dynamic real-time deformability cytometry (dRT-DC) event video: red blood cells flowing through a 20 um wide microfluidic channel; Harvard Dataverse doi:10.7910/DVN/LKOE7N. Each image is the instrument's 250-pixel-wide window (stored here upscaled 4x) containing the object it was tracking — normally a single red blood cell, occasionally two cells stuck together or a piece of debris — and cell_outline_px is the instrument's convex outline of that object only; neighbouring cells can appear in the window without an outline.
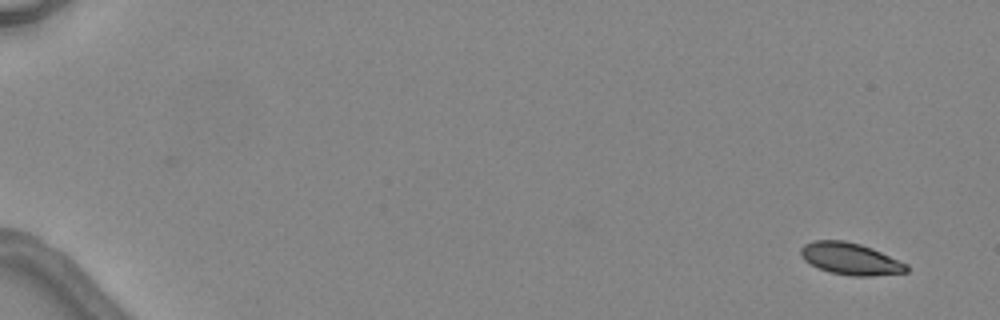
{"species": "common noctule bat (a hibernating species)", "species_latin": "Nyctalus noctula", "temperature_condition": "warm", "stored_images_in_passage": 2, "camera_frame_rate_fps": 3000, "um_per_image_px": 0.085, "animal": {"sex": "female", "body_mass_g": 24.6, "forearm_length_mm": 56.2}, "frame": {"image": 1, "passage_image": 2, "time_ms": 2.0, "image_size_px": [1000, 320], "cell_outline_px": [[908, 272], [872, 276], [852, 276], [832, 272], [820, 268], [804, 260], [800, 256], [800, 248], [804, 244], [812, 240], [844, 240], [860, 244], [872, 248], [908, 264]], "centroid_in_image_um": [72.29, 21.99], "position_along_channel_um": 12.7, "area_um2": 19.65}}